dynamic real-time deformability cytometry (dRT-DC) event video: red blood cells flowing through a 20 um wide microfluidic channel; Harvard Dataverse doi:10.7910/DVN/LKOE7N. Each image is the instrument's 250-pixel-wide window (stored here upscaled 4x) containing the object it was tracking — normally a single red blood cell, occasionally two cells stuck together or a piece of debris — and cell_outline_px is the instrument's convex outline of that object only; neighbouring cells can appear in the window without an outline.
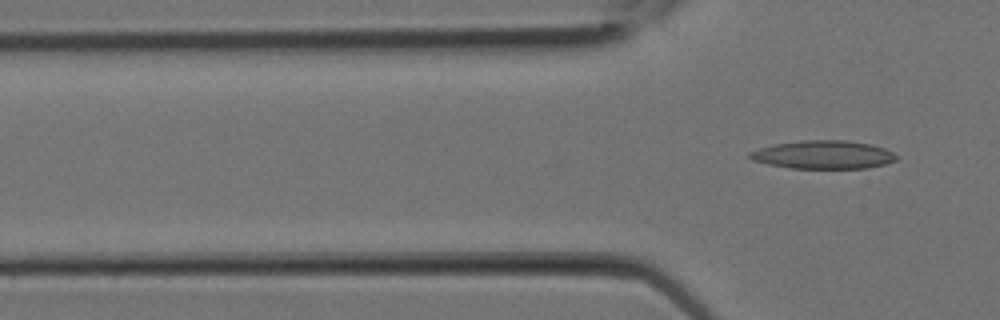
{"species": "Egyptian fruit bat (a non-hibernating species)", "species_latin": "Rousettus aegyptiacus", "temperature_condition": "room temperature", "stored_images_in_passage": 2, "camera_frame_rate_fps": 3000, "um_per_image_px": 0.085, "animal": {"sex": "female"}, "frame": {"image": 1, "passage_image": 2, "time_ms": 0.333, "image_size_px": [1000, 320], "cell_outline_px": [[900, 156], [896, 160], [884, 164], [868, 168], [792, 168], [768, 164], [752, 160], [748, 156], [748, 152], [772, 144], [800, 140], [844, 140], [872, 144], [884, 148]], "centroid_in_image_um": [69.98, 13.14], "position_along_channel_um": 55.8, "area_um2": 24.28}}